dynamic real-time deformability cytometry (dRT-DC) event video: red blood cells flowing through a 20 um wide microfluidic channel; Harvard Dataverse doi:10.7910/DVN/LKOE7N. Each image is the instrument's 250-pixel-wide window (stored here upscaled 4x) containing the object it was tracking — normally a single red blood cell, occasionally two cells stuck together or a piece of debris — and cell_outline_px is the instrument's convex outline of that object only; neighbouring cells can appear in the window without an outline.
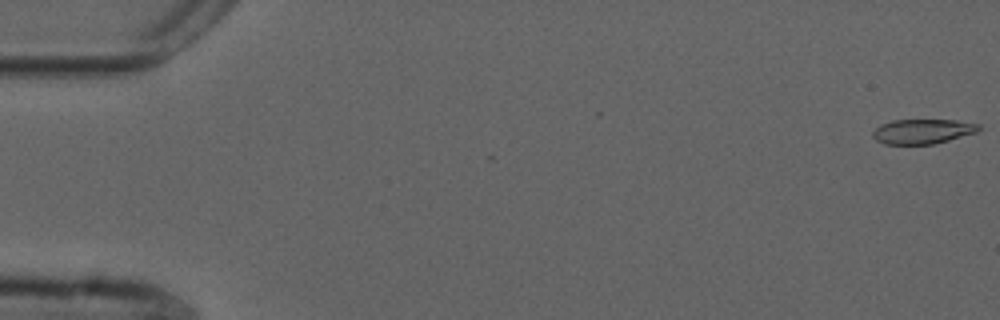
{"species": "common noctule bat (a hibernating species)", "species_latin": "Nyctalus noctula", "temperature_condition": "cold", "stored_images_in_passage": 55, "camera_frame_rate_fps": 3000, "um_per_image_px": 0.085, "animal": {"sex": "male", "forearm_length_mm": 52.5}, "frame": {"image": 1, "passage_image": 1, "time_ms": 0.0, "image_size_px": [1000, 320], "cell_outline_px": [[980, 128], [976, 132], [948, 140], [932, 144], [884, 144], [876, 140], [872, 136], [872, 132], [880, 124], [892, 120], [956, 120], [980, 124]], "centroid_in_image_um": [78.39, 11.16], "position_along_channel_um": 6.6, "area_um2": 15.2}}
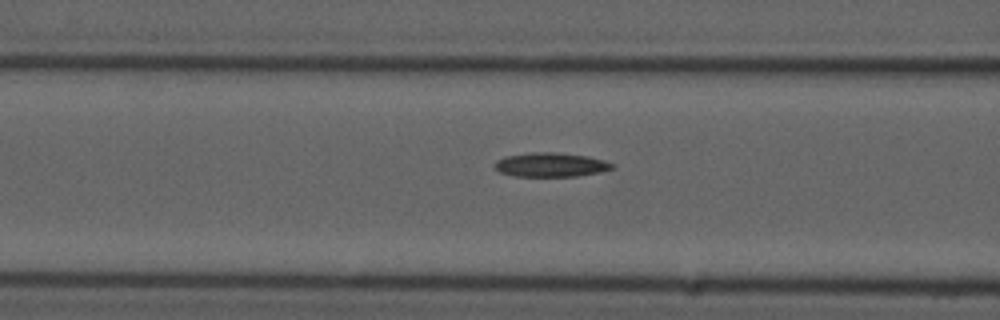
{"frame": {"image": 2, "passage_image": 22, "time_ms": 7.0, "image_size_px": [1000, 320], "cell_outline_px": [[616, 168], [600, 172], [576, 176], [512, 176], [500, 172], [496, 168], [496, 160], [504, 156], [532, 152], [556, 152], [588, 156], [604, 160], [616, 164]], "centroid_in_image_um": [46.86, 14.0], "position_along_channel_um": 119.7, "area_um2": 16.65}}
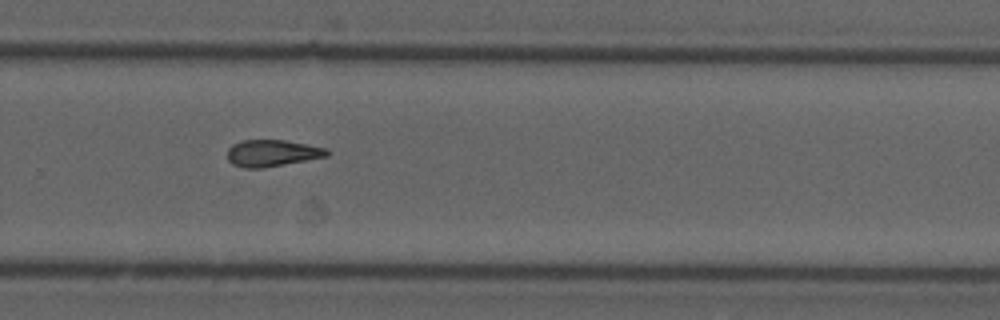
{"frame": {"image": 3, "passage_image": 37, "time_ms": 12.0, "image_size_px": [1000, 320], "cell_outline_px": [[332, 152], [328, 156], [264, 168], [244, 168], [232, 164], [228, 160], [228, 148], [232, 144], [244, 140], [284, 140], [308, 144], [328, 148]], "centroid_in_image_um": [23.17, 13.01], "position_along_channel_um": 306.6, "area_um2": 15.66}, "authors_computed_cell_mechanics": {"area_um2": 16.0106, "velocity_mm_per_s": 3.7468, "shape_relaxation_time_tau1_ms": null, "shape_relaxation_time_tau2_ms": 4.5792, "deformation_change_tau1": null, "deformation_change_tau2": 0.1304}}